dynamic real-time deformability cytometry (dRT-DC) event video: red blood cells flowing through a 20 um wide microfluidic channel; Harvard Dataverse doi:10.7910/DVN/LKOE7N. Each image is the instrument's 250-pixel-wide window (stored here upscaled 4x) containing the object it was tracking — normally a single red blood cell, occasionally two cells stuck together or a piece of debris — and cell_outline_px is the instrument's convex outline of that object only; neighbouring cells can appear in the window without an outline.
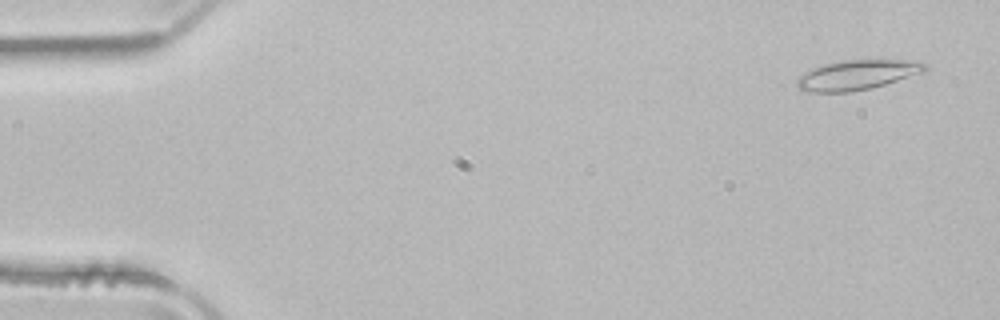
{"species": "common noctule bat (a hibernating species)", "species_latin": "Nyctalus noctula", "temperature_condition": "room temperature", "stored_images_in_passage": 51, "camera_frame_rate_fps": 3000, "um_per_image_px": 0.085, "animal": {"sex": "male", "body_mass_g": 21.5, "forearm_length_mm": 52.0}, "frame": {"image": 1, "passage_image": 3, "time_ms": 0.667, "image_size_px": [1000, 320], "cell_outline_px": [[928, 68], [924, 72], [872, 88], [852, 92], [808, 92], [800, 88], [796, 84], [796, 80], [804, 72], [812, 68], [824, 64], [844, 60], [916, 60], [924, 64]], "centroid_in_image_um": [72.85, 6.37], "position_along_channel_um": 12.1, "area_um2": 22.2}}
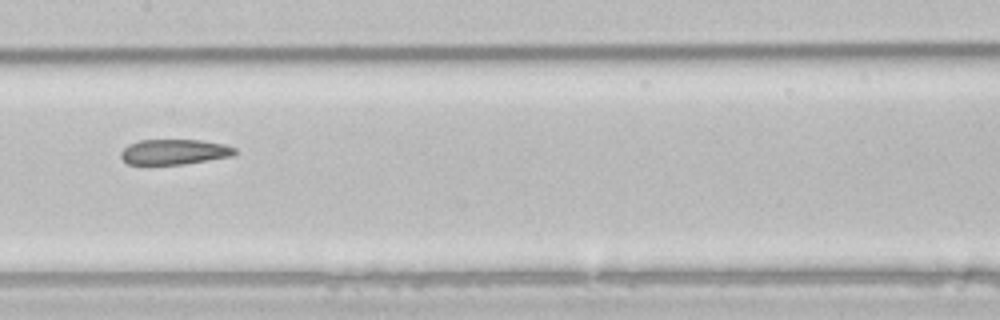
{"frame": {"image": 2, "passage_image": 26, "time_ms": 8.333, "image_size_px": [1000, 320], "cell_outline_px": [[236, 152], [232, 156], [184, 164], [128, 164], [120, 156], [120, 152], [128, 144], [140, 140], [200, 140], [224, 144], [236, 148]], "centroid_in_image_um": [14.81, 12.9], "position_along_channel_um": 192.6, "area_um2": 16.7}}
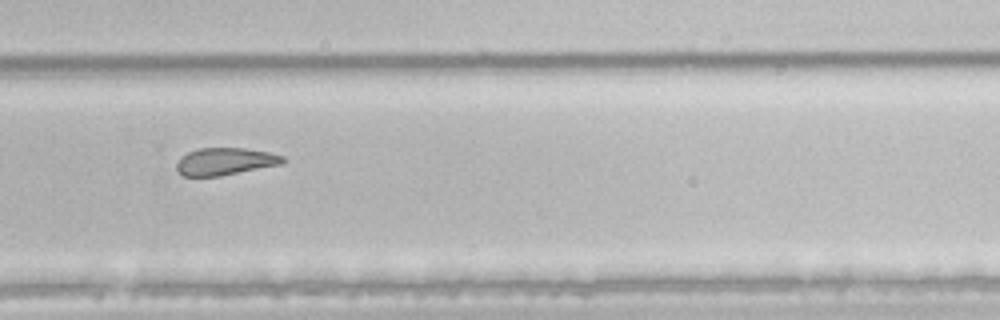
{"frame": {"image": 3, "passage_image": 35, "time_ms": 11.333, "image_size_px": [1000, 320], "cell_outline_px": [[284, 160], [280, 164], [220, 176], [184, 176], [176, 168], [176, 164], [180, 156], [188, 152], [200, 148], [244, 148], [268, 152], [284, 156]], "centroid_in_image_um": [19.1, 13.71], "position_along_channel_um": 310.7, "area_um2": 16.7}, "authors_computed_cell_mechanics": {"area_um2": 19.8832, "velocity_mm_per_s": 3.9615, "shape_relaxation_time_tau1_ms": null, "shape_relaxation_time_tau2_ms": 4.6034, "deformation_change_tau1": null, "deformation_change_tau2": 0.1202}}